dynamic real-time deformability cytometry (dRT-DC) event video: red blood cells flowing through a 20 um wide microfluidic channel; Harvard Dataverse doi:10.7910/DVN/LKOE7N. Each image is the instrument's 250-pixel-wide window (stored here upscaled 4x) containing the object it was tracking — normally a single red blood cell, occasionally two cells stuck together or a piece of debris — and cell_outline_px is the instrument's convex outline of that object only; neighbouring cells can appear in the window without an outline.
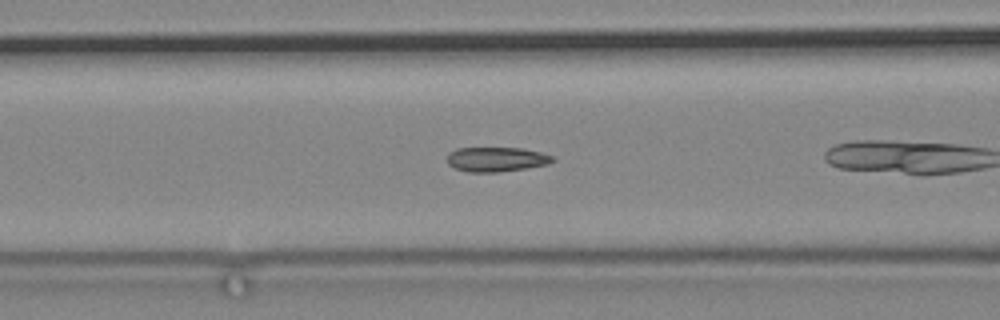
{"species": "common noctule bat (a hibernating species)", "species_latin": "Nyctalus noctula", "temperature_condition": "cold", "stored_images_in_passage": 29, "camera_frame_rate_fps": 3000, "um_per_image_px": 0.085, "animal": {"sex": "male", "body_mass_g": 19.2, "forearm_length_mm": 51.8}, "frame": {"image": 1, "passage_image": 5, "time_ms": 1.333, "image_size_px": [1000, 320], "cell_outline_px": [[556, 160], [548, 164], [524, 168], [496, 172], [468, 172], [456, 168], [448, 164], [448, 152], [456, 148], [524, 148], [556, 156]], "centroid_in_image_um": [42.22, 13.53], "position_along_channel_um": 124.4, "area_um2": 15.14}}